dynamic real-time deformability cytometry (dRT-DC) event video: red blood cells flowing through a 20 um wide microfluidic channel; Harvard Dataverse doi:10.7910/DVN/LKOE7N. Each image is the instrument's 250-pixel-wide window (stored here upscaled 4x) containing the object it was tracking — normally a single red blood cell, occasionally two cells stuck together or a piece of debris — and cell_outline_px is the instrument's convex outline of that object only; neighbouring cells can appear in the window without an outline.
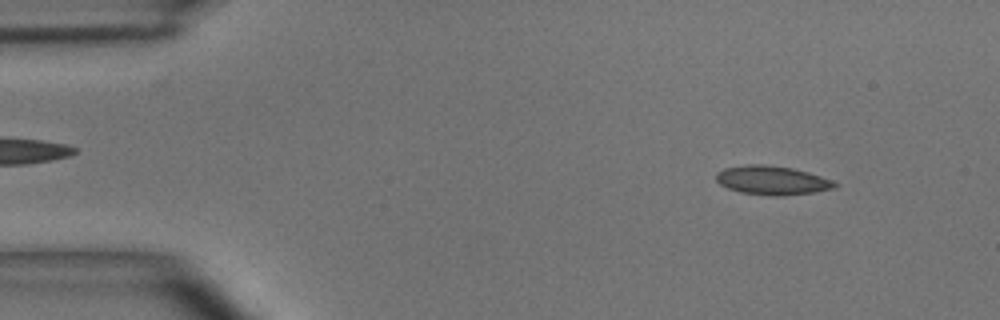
{"species": "common noctule bat (a hibernating species)", "species_latin": "Nyctalus noctula", "temperature_condition": "room temperature", "stored_images_in_passage": 47, "camera_frame_rate_fps": 3000, "um_per_image_px": 0.085, "animal": {"sex": "male", "body_mass_g": 15.6}, "frame": {"image": 1, "passage_image": 4, "time_ms": 1.0, "image_size_px": [1000, 320], "cell_outline_px": [[840, 184], [836, 188], [812, 192], [776, 196], [740, 192], [728, 188], [720, 184], [716, 180], [716, 172], [724, 168], [748, 164], [764, 164], [792, 168], [808, 172], [832, 180]], "centroid_in_image_um": [65.63, 15.32], "position_along_channel_um": 19.4, "area_um2": 19.88}}
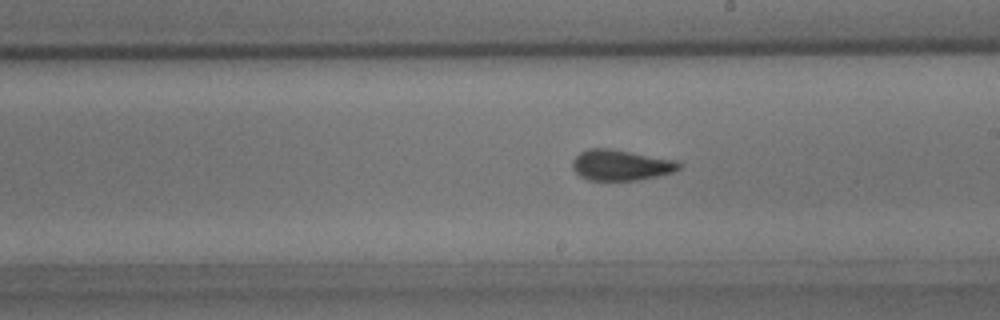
{"frame": {"image": 2, "passage_image": 26, "time_ms": 8.333, "image_size_px": [1000, 320], "cell_outline_px": [[684, 164], [676, 172], [636, 180], [588, 180], [580, 176], [572, 168], [572, 160], [580, 152], [588, 148], [608, 148], [676, 160]], "centroid_in_image_um": [52.78, 14.03], "position_along_channel_um": 236.2, "area_um2": 19.13}}
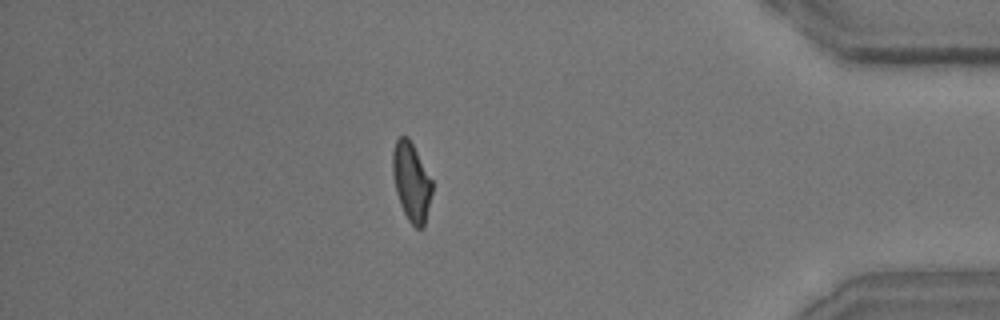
{"frame": {"image": 3, "passage_image": 41, "time_ms": 13.333, "image_size_px": [1000, 320], "cell_outline_px": [[432, 192], [424, 228], [416, 228], [408, 220], [400, 204], [396, 192], [392, 172], [392, 152], [396, 140], [400, 136], [408, 136], [432, 180]], "centroid_in_image_um": [34.96, 15.46], "position_along_channel_um": 400.2, "area_um2": 18.03}, "authors_computed_cell_mechanics": {"area_um2": 18.9006, "velocity_mm_per_s": 4.0628, "shape_relaxation_time_tau1_ms": 8.0676, "shape_relaxation_time_tau2_ms": 1.3445, "deformation_change_tau1": 0.1725, "deformation_change_tau2": 0.0871}}